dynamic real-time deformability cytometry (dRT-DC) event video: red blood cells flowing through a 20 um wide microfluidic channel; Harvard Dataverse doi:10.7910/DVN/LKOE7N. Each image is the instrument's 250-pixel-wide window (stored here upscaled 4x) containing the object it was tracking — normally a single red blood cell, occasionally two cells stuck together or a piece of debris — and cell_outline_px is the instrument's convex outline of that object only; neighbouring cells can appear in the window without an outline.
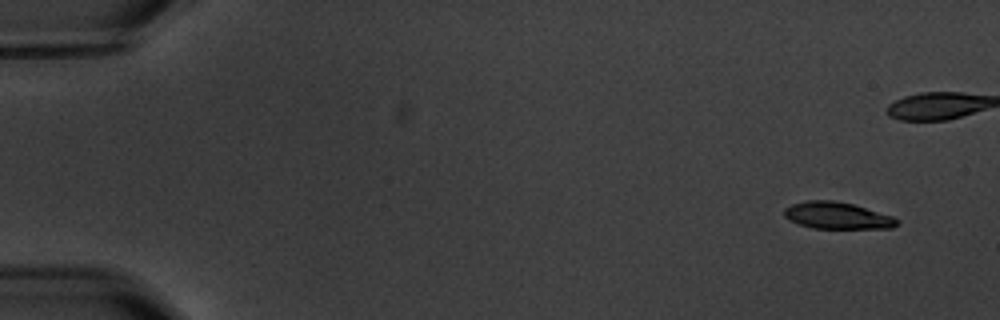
{"species": "common noctule bat (a hibernating species)", "species_latin": "Nyctalus noctula", "temperature_condition": "warm", "stored_images_in_passage": 6, "camera_frame_rate_fps": 3000, "um_per_image_px": 0.085, "animal": {"sex": "male", "body_mass_g": 20.1, "forearm_length_mm": 53.5}, "frame": {"image": 1, "passage_image": 1, "time_ms": 0.0, "image_size_px": [1000, 320], "cell_outline_px": [[900, 224], [892, 228], [812, 228], [788, 220], [784, 216], [784, 208], [792, 204], [808, 200], [832, 200], [852, 204], [892, 216], [900, 220]], "centroid_in_image_um": [71.16, 18.32], "position_along_channel_um": 13.8, "area_um2": 17.57}}
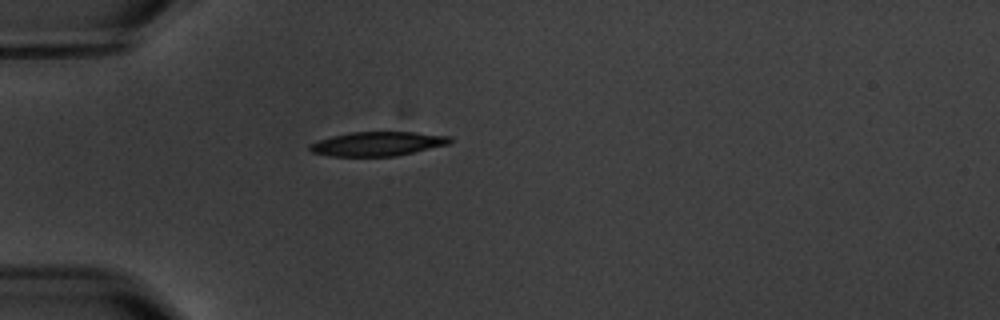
{"frame": {"image": 2, "passage_image": 6, "time_ms": 6.0, "image_size_px": [1000, 320], "cell_outline_px": [[452, 140], [448, 144], [396, 156], [332, 156], [312, 152], [308, 148], [308, 144], [332, 136], [352, 132], [416, 132], [452, 136]], "centroid_in_image_um": [32.1, 12.22], "position_along_channel_um": 52.9, "area_um2": 19.65}}